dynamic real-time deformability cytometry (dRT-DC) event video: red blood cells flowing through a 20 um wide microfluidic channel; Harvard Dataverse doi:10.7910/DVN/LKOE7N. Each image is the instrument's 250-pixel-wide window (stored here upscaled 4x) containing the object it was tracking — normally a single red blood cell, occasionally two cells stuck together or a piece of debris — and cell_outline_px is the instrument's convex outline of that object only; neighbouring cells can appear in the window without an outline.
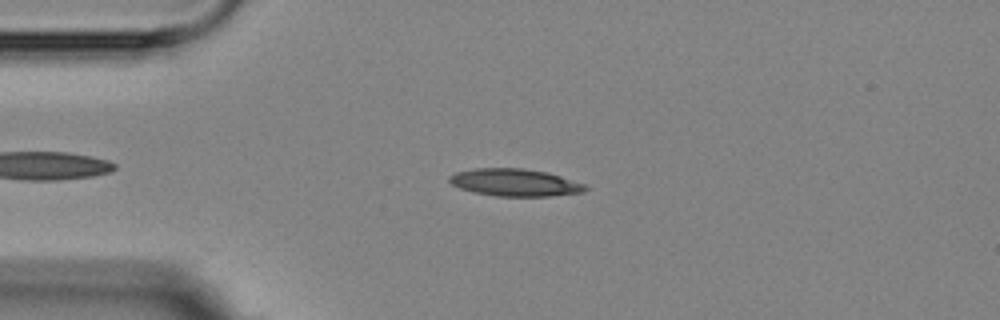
{"species": "Egyptian fruit bat (a non-hibernating species)", "species_latin": "Rousettus aegyptiacus", "temperature_condition": "room temperature", "stored_images_in_passage": 15, "camera_frame_rate_fps": 3000, "um_per_image_px": 0.085, "animal": {"sex": "female"}, "frame": {"image": 1, "passage_image": 3, "time_ms": 2.0, "image_size_px": [1000, 320], "cell_outline_px": [[588, 188], [584, 192], [552, 196], [496, 196], [476, 192], [460, 188], [452, 184], [448, 180], [448, 176], [456, 172], [476, 168], [524, 168], [548, 172], [584, 184]], "centroid_in_image_um": [43.77, 15.51], "position_along_channel_um": 41.2, "area_um2": 21.62}}
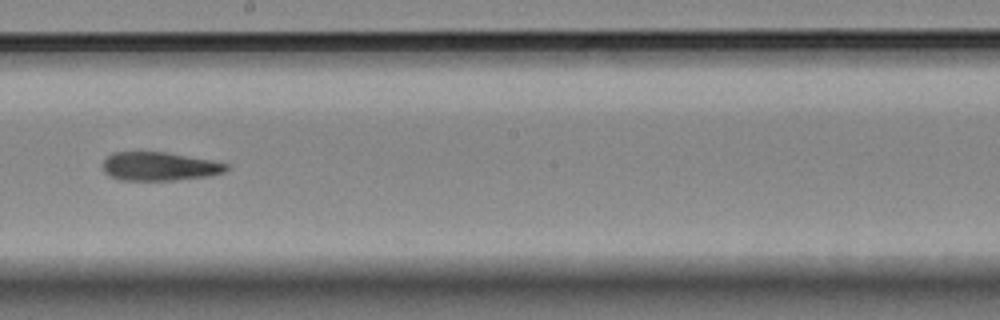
{"frame": {"image": 2, "passage_image": 8, "time_ms": 8.0, "image_size_px": [1000, 320], "cell_outline_px": [[228, 168], [224, 172], [208, 176], [172, 180], [120, 180], [108, 176], [104, 172], [104, 160], [112, 152], [168, 152], [212, 160], [228, 164]], "centroid_in_image_um": [13.54, 14.14], "position_along_channel_um": 234.7, "area_um2": 20.58}}
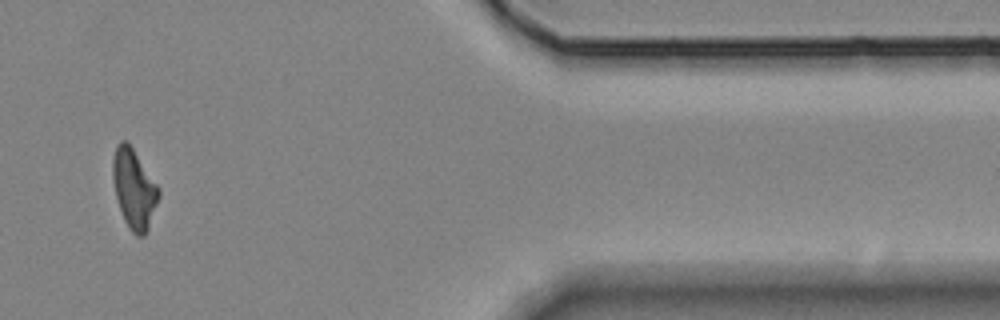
{"frame": {"image": 3, "passage_image": 13, "time_ms": 13.667, "image_size_px": [1000, 320], "cell_outline_px": [[160, 196], [148, 228], [144, 236], [136, 236], [128, 228], [124, 220], [116, 196], [112, 180], [112, 160], [116, 144], [120, 140], [128, 140], [160, 188]], "centroid_in_image_um": [11.39, 16.01], "position_along_channel_um": 400.0, "area_um2": 21.56}, "authors_computed_cell_mechanics": {"area_um2": 21.3282, "velocity_mm_per_s": 3.5818, "shape_relaxation_time_tau1_ms": 4.5514, "shape_relaxation_time_tau2_ms": 3.6538, "deformation_change_tau1": 0.1468, "deformation_change_tau2": 0.1141}}